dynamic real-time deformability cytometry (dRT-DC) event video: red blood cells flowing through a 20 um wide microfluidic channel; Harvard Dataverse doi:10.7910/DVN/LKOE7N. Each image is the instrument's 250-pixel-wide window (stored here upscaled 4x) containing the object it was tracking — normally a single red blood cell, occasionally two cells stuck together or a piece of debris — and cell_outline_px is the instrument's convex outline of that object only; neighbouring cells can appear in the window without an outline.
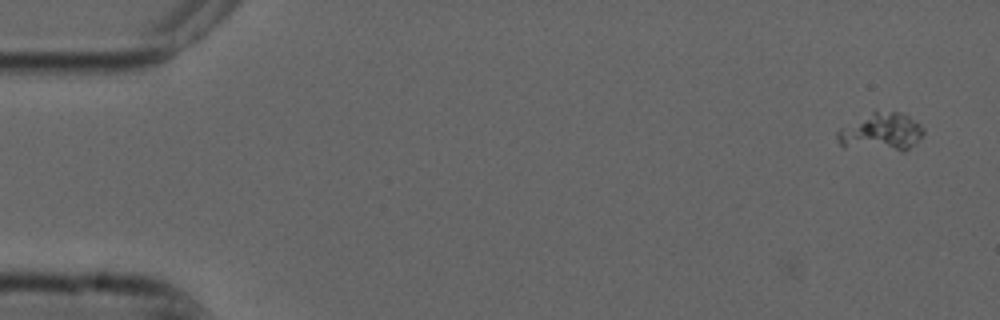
{"species": "common noctule bat (a hibernating species)", "species_latin": "Nyctalus noctula", "temperature_condition": "cold", "stored_images_in_passage": 4, "camera_frame_rate_fps": 3000, "um_per_image_px": 0.085, "animal": {"sex": "male", "forearm_length_mm": 52.5}, "frame": {"image": 1, "passage_image": 4, "time_ms": 1.0, "image_size_px": [1000, 320], "cell_outline_px": [[924, 132], [904, 152], [900, 152], [844, 148], [840, 144], [836, 136], [836, 132], [840, 128], [872, 108], [900, 112], [908, 116], [920, 124], [924, 128]], "centroid_in_image_um": [74.82, 11.19], "position_along_channel_um": 10.2, "area_um2": 19.94}}